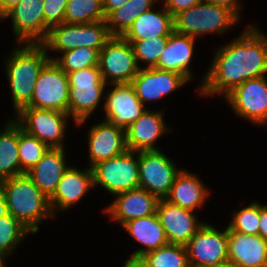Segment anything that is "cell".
I'll list each match as a JSON object with an SVG mask.
<instances>
[{
    "label": "cell",
    "mask_w": 267,
    "mask_h": 267,
    "mask_svg": "<svg viewBox=\"0 0 267 267\" xmlns=\"http://www.w3.org/2000/svg\"><path fill=\"white\" fill-rule=\"evenodd\" d=\"M174 32V17L163 7L162 11L143 12L122 36L127 41L169 36Z\"/></svg>",
    "instance_id": "26"
},
{
    "label": "cell",
    "mask_w": 267,
    "mask_h": 267,
    "mask_svg": "<svg viewBox=\"0 0 267 267\" xmlns=\"http://www.w3.org/2000/svg\"><path fill=\"white\" fill-rule=\"evenodd\" d=\"M105 21L102 0H69L64 23L81 24Z\"/></svg>",
    "instance_id": "30"
},
{
    "label": "cell",
    "mask_w": 267,
    "mask_h": 267,
    "mask_svg": "<svg viewBox=\"0 0 267 267\" xmlns=\"http://www.w3.org/2000/svg\"><path fill=\"white\" fill-rule=\"evenodd\" d=\"M90 168L95 164L119 156L128 150L126 131L104 120L92 126L88 133Z\"/></svg>",
    "instance_id": "19"
},
{
    "label": "cell",
    "mask_w": 267,
    "mask_h": 267,
    "mask_svg": "<svg viewBox=\"0 0 267 267\" xmlns=\"http://www.w3.org/2000/svg\"><path fill=\"white\" fill-rule=\"evenodd\" d=\"M190 265L217 264L228 261V232L203 224L185 245Z\"/></svg>",
    "instance_id": "14"
},
{
    "label": "cell",
    "mask_w": 267,
    "mask_h": 267,
    "mask_svg": "<svg viewBox=\"0 0 267 267\" xmlns=\"http://www.w3.org/2000/svg\"><path fill=\"white\" fill-rule=\"evenodd\" d=\"M69 82L67 74L52 60L41 70L26 107L68 113Z\"/></svg>",
    "instance_id": "10"
},
{
    "label": "cell",
    "mask_w": 267,
    "mask_h": 267,
    "mask_svg": "<svg viewBox=\"0 0 267 267\" xmlns=\"http://www.w3.org/2000/svg\"><path fill=\"white\" fill-rule=\"evenodd\" d=\"M259 236L267 240V205L260 204Z\"/></svg>",
    "instance_id": "41"
},
{
    "label": "cell",
    "mask_w": 267,
    "mask_h": 267,
    "mask_svg": "<svg viewBox=\"0 0 267 267\" xmlns=\"http://www.w3.org/2000/svg\"><path fill=\"white\" fill-rule=\"evenodd\" d=\"M0 189L5 195L9 213L32 233L39 230V223L46 217H54L50 199L26 173L1 180Z\"/></svg>",
    "instance_id": "2"
},
{
    "label": "cell",
    "mask_w": 267,
    "mask_h": 267,
    "mask_svg": "<svg viewBox=\"0 0 267 267\" xmlns=\"http://www.w3.org/2000/svg\"><path fill=\"white\" fill-rule=\"evenodd\" d=\"M235 114L253 124H267V79H249L236 86L225 97Z\"/></svg>",
    "instance_id": "12"
},
{
    "label": "cell",
    "mask_w": 267,
    "mask_h": 267,
    "mask_svg": "<svg viewBox=\"0 0 267 267\" xmlns=\"http://www.w3.org/2000/svg\"><path fill=\"white\" fill-rule=\"evenodd\" d=\"M0 267H5L4 258L2 256H0Z\"/></svg>",
    "instance_id": "46"
},
{
    "label": "cell",
    "mask_w": 267,
    "mask_h": 267,
    "mask_svg": "<svg viewBox=\"0 0 267 267\" xmlns=\"http://www.w3.org/2000/svg\"><path fill=\"white\" fill-rule=\"evenodd\" d=\"M15 120L31 136L37 137L49 148H64L63 138L68 113L57 110L24 107L16 114Z\"/></svg>",
    "instance_id": "9"
},
{
    "label": "cell",
    "mask_w": 267,
    "mask_h": 267,
    "mask_svg": "<svg viewBox=\"0 0 267 267\" xmlns=\"http://www.w3.org/2000/svg\"><path fill=\"white\" fill-rule=\"evenodd\" d=\"M164 8L175 17L182 11L194 7L203 0H164Z\"/></svg>",
    "instance_id": "38"
},
{
    "label": "cell",
    "mask_w": 267,
    "mask_h": 267,
    "mask_svg": "<svg viewBox=\"0 0 267 267\" xmlns=\"http://www.w3.org/2000/svg\"><path fill=\"white\" fill-rule=\"evenodd\" d=\"M157 215L169 244L186 245L204 223L197 222L193 211L183 209L160 199Z\"/></svg>",
    "instance_id": "16"
},
{
    "label": "cell",
    "mask_w": 267,
    "mask_h": 267,
    "mask_svg": "<svg viewBox=\"0 0 267 267\" xmlns=\"http://www.w3.org/2000/svg\"><path fill=\"white\" fill-rule=\"evenodd\" d=\"M47 54L42 44H24V47H16L6 62V75L16 113L31 102L35 82L51 60Z\"/></svg>",
    "instance_id": "3"
},
{
    "label": "cell",
    "mask_w": 267,
    "mask_h": 267,
    "mask_svg": "<svg viewBox=\"0 0 267 267\" xmlns=\"http://www.w3.org/2000/svg\"><path fill=\"white\" fill-rule=\"evenodd\" d=\"M163 111L151 112L145 110L144 113L132 123L126 130V145L128 150L134 152L159 151L155 146V141L168 129L163 121Z\"/></svg>",
    "instance_id": "21"
},
{
    "label": "cell",
    "mask_w": 267,
    "mask_h": 267,
    "mask_svg": "<svg viewBox=\"0 0 267 267\" xmlns=\"http://www.w3.org/2000/svg\"><path fill=\"white\" fill-rule=\"evenodd\" d=\"M260 226V204L253 202L249 206L235 213L228 227L248 235H259Z\"/></svg>",
    "instance_id": "36"
},
{
    "label": "cell",
    "mask_w": 267,
    "mask_h": 267,
    "mask_svg": "<svg viewBox=\"0 0 267 267\" xmlns=\"http://www.w3.org/2000/svg\"><path fill=\"white\" fill-rule=\"evenodd\" d=\"M154 2L155 0H128L124 6L112 11L105 18L110 35L122 37L136 18L153 8Z\"/></svg>",
    "instance_id": "29"
},
{
    "label": "cell",
    "mask_w": 267,
    "mask_h": 267,
    "mask_svg": "<svg viewBox=\"0 0 267 267\" xmlns=\"http://www.w3.org/2000/svg\"><path fill=\"white\" fill-rule=\"evenodd\" d=\"M98 68L107 83H131L141 68L132 45L121 36H112L99 51Z\"/></svg>",
    "instance_id": "7"
},
{
    "label": "cell",
    "mask_w": 267,
    "mask_h": 267,
    "mask_svg": "<svg viewBox=\"0 0 267 267\" xmlns=\"http://www.w3.org/2000/svg\"><path fill=\"white\" fill-rule=\"evenodd\" d=\"M21 1L22 0H0V13L4 16L9 10H11Z\"/></svg>",
    "instance_id": "43"
},
{
    "label": "cell",
    "mask_w": 267,
    "mask_h": 267,
    "mask_svg": "<svg viewBox=\"0 0 267 267\" xmlns=\"http://www.w3.org/2000/svg\"><path fill=\"white\" fill-rule=\"evenodd\" d=\"M69 82L68 114L76 125H82L104 96L106 83L98 67H89L67 73Z\"/></svg>",
    "instance_id": "4"
},
{
    "label": "cell",
    "mask_w": 267,
    "mask_h": 267,
    "mask_svg": "<svg viewBox=\"0 0 267 267\" xmlns=\"http://www.w3.org/2000/svg\"><path fill=\"white\" fill-rule=\"evenodd\" d=\"M111 37L105 21L61 23L50 28L42 45L48 51L65 52L74 48L90 47L99 52Z\"/></svg>",
    "instance_id": "6"
},
{
    "label": "cell",
    "mask_w": 267,
    "mask_h": 267,
    "mask_svg": "<svg viewBox=\"0 0 267 267\" xmlns=\"http://www.w3.org/2000/svg\"><path fill=\"white\" fill-rule=\"evenodd\" d=\"M168 37L158 36L152 39L128 41L132 45L137 63L139 64L138 61H143L148 63L147 68L156 67L167 44Z\"/></svg>",
    "instance_id": "35"
},
{
    "label": "cell",
    "mask_w": 267,
    "mask_h": 267,
    "mask_svg": "<svg viewBox=\"0 0 267 267\" xmlns=\"http://www.w3.org/2000/svg\"><path fill=\"white\" fill-rule=\"evenodd\" d=\"M94 186L92 168L80 171L74 167H68L64 172L58 187L50 198L53 214L56 211H64L75 205L82 199L90 188Z\"/></svg>",
    "instance_id": "22"
},
{
    "label": "cell",
    "mask_w": 267,
    "mask_h": 267,
    "mask_svg": "<svg viewBox=\"0 0 267 267\" xmlns=\"http://www.w3.org/2000/svg\"><path fill=\"white\" fill-rule=\"evenodd\" d=\"M196 38L173 32L169 35L156 68L182 75L187 81L192 78L189 63L192 60Z\"/></svg>",
    "instance_id": "24"
},
{
    "label": "cell",
    "mask_w": 267,
    "mask_h": 267,
    "mask_svg": "<svg viewBox=\"0 0 267 267\" xmlns=\"http://www.w3.org/2000/svg\"><path fill=\"white\" fill-rule=\"evenodd\" d=\"M189 267H234L229 261H223L217 264L190 265Z\"/></svg>",
    "instance_id": "45"
},
{
    "label": "cell",
    "mask_w": 267,
    "mask_h": 267,
    "mask_svg": "<svg viewBox=\"0 0 267 267\" xmlns=\"http://www.w3.org/2000/svg\"><path fill=\"white\" fill-rule=\"evenodd\" d=\"M148 267H189L186 247L167 244L142 256Z\"/></svg>",
    "instance_id": "31"
},
{
    "label": "cell",
    "mask_w": 267,
    "mask_h": 267,
    "mask_svg": "<svg viewBox=\"0 0 267 267\" xmlns=\"http://www.w3.org/2000/svg\"><path fill=\"white\" fill-rule=\"evenodd\" d=\"M208 191L196 175L180 170L165 200L183 209L194 211L206 201Z\"/></svg>",
    "instance_id": "27"
},
{
    "label": "cell",
    "mask_w": 267,
    "mask_h": 267,
    "mask_svg": "<svg viewBox=\"0 0 267 267\" xmlns=\"http://www.w3.org/2000/svg\"><path fill=\"white\" fill-rule=\"evenodd\" d=\"M123 267H148L147 263L142 259V257H132L130 256Z\"/></svg>",
    "instance_id": "42"
},
{
    "label": "cell",
    "mask_w": 267,
    "mask_h": 267,
    "mask_svg": "<svg viewBox=\"0 0 267 267\" xmlns=\"http://www.w3.org/2000/svg\"><path fill=\"white\" fill-rule=\"evenodd\" d=\"M136 152L123 154L101 161L92 167L94 186L101 185L110 194L116 195L139 187V164Z\"/></svg>",
    "instance_id": "8"
},
{
    "label": "cell",
    "mask_w": 267,
    "mask_h": 267,
    "mask_svg": "<svg viewBox=\"0 0 267 267\" xmlns=\"http://www.w3.org/2000/svg\"><path fill=\"white\" fill-rule=\"evenodd\" d=\"M241 20L231 10L206 1L174 17V31L197 38L203 34L223 33Z\"/></svg>",
    "instance_id": "5"
},
{
    "label": "cell",
    "mask_w": 267,
    "mask_h": 267,
    "mask_svg": "<svg viewBox=\"0 0 267 267\" xmlns=\"http://www.w3.org/2000/svg\"><path fill=\"white\" fill-rule=\"evenodd\" d=\"M65 161V148H49L37 164L26 173L49 199L69 167Z\"/></svg>",
    "instance_id": "23"
},
{
    "label": "cell",
    "mask_w": 267,
    "mask_h": 267,
    "mask_svg": "<svg viewBox=\"0 0 267 267\" xmlns=\"http://www.w3.org/2000/svg\"><path fill=\"white\" fill-rule=\"evenodd\" d=\"M0 19H4L3 15L0 13Z\"/></svg>",
    "instance_id": "47"
},
{
    "label": "cell",
    "mask_w": 267,
    "mask_h": 267,
    "mask_svg": "<svg viewBox=\"0 0 267 267\" xmlns=\"http://www.w3.org/2000/svg\"><path fill=\"white\" fill-rule=\"evenodd\" d=\"M186 82L178 73L153 67L140 68L131 84L139 100L145 104L172 93Z\"/></svg>",
    "instance_id": "18"
},
{
    "label": "cell",
    "mask_w": 267,
    "mask_h": 267,
    "mask_svg": "<svg viewBox=\"0 0 267 267\" xmlns=\"http://www.w3.org/2000/svg\"><path fill=\"white\" fill-rule=\"evenodd\" d=\"M69 0H43L45 16V40L51 27L64 23Z\"/></svg>",
    "instance_id": "37"
},
{
    "label": "cell",
    "mask_w": 267,
    "mask_h": 267,
    "mask_svg": "<svg viewBox=\"0 0 267 267\" xmlns=\"http://www.w3.org/2000/svg\"><path fill=\"white\" fill-rule=\"evenodd\" d=\"M228 232V261L234 267H267V240L259 235Z\"/></svg>",
    "instance_id": "20"
},
{
    "label": "cell",
    "mask_w": 267,
    "mask_h": 267,
    "mask_svg": "<svg viewBox=\"0 0 267 267\" xmlns=\"http://www.w3.org/2000/svg\"><path fill=\"white\" fill-rule=\"evenodd\" d=\"M31 231L10 213L0 217V256L6 258Z\"/></svg>",
    "instance_id": "34"
},
{
    "label": "cell",
    "mask_w": 267,
    "mask_h": 267,
    "mask_svg": "<svg viewBox=\"0 0 267 267\" xmlns=\"http://www.w3.org/2000/svg\"><path fill=\"white\" fill-rule=\"evenodd\" d=\"M9 214L6 198L2 190L0 189V217Z\"/></svg>",
    "instance_id": "44"
},
{
    "label": "cell",
    "mask_w": 267,
    "mask_h": 267,
    "mask_svg": "<svg viewBox=\"0 0 267 267\" xmlns=\"http://www.w3.org/2000/svg\"><path fill=\"white\" fill-rule=\"evenodd\" d=\"M138 153L139 187L159 200L165 199L180 172L163 152L141 151Z\"/></svg>",
    "instance_id": "11"
},
{
    "label": "cell",
    "mask_w": 267,
    "mask_h": 267,
    "mask_svg": "<svg viewBox=\"0 0 267 267\" xmlns=\"http://www.w3.org/2000/svg\"><path fill=\"white\" fill-rule=\"evenodd\" d=\"M128 0H102L105 18L114 10L124 6Z\"/></svg>",
    "instance_id": "40"
},
{
    "label": "cell",
    "mask_w": 267,
    "mask_h": 267,
    "mask_svg": "<svg viewBox=\"0 0 267 267\" xmlns=\"http://www.w3.org/2000/svg\"><path fill=\"white\" fill-rule=\"evenodd\" d=\"M48 149L45 143L26 133L18 124V150L22 173H27L33 168Z\"/></svg>",
    "instance_id": "32"
},
{
    "label": "cell",
    "mask_w": 267,
    "mask_h": 267,
    "mask_svg": "<svg viewBox=\"0 0 267 267\" xmlns=\"http://www.w3.org/2000/svg\"><path fill=\"white\" fill-rule=\"evenodd\" d=\"M3 17H11L12 30L18 43L42 44L45 41L43 0H22Z\"/></svg>",
    "instance_id": "13"
},
{
    "label": "cell",
    "mask_w": 267,
    "mask_h": 267,
    "mask_svg": "<svg viewBox=\"0 0 267 267\" xmlns=\"http://www.w3.org/2000/svg\"><path fill=\"white\" fill-rule=\"evenodd\" d=\"M266 73L267 37L252 25L216 51L212 66L203 77L200 95L217 93L225 97L236 86Z\"/></svg>",
    "instance_id": "1"
},
{
    "label": "cell",
    "mask_w": 267,
    "mask_h": 267,
    "mask_svg": "<svg viewBox=\"0 0 267 267\" xmlns=\"http://www.w3.org/2000/svg\"><path fill=\"white\" fill-rule=\"evenodd\" d=\"M60 58H51L66 74L89 67H98L99 52L90 47L74 48L62 53Z\"/></svg>",
    "instance_id": "33"
},
{
    "label": "cell",
    "mask_w": 267,
    "mask_h": 267,
    "mask_svg": "<svg viewBox=\"0 0 267 267\" xmlns=\"http://www.w3.org/2000/svg\"><path fill=\"white\" fill-rule=\"evenodd\" d=\"M208 3H212L217 6H223L227 9L231 10L239 19L240 14L238 13L241 9V4H239V0H204Z\"/></svg>",
    "instance_id": "39"
},
{
    "label": "cell",
    "mask_w": 267,
    "mask_h": 267,
    "mask_svg": "<svg viewBox=\"0 0 267 267\" xmlns=\"http://www.w3.org/2000/svg\"><path fill=\"white\" fill-rule=\"evenodd\" d=\"M115 196L117 197L114 202L105 211L110 214L112 220L120 222L121 226L157 212L159 199L143 188L130 189Z\"/></svg>",
    "instance_id": "17"
},
{
    "label": "cell",
    "mask_w": 267,
    "mask_h": 267,
    "mask_svg": "<svg viewBox=\"0 0 267 267\" xmlns=\"http://www.w3.org/2000/svg\"><path fill=\"white\" fill-rule=\"evenodd\" d=\"M0 132V181L23 174L18 150V123L9 120Z\"/></svg>",
    "instance_id": "28"
},
{
    "label": "cell",
    "mask_w": 267,
    "mask_h": 267,
    "mask_svg": "<svg viewBox=\"0 0 267 267\" xmlns=\"http://www.w3.org/2000/svg\"><path fill=\"white\" fill-rule=\"evenodd\" d=\"M144 248L137 249L132 257H142L150 251L157 250L168 244L165 230L157 213L131 220L122 226Z\"/></svg>",
    "instance_id": "25"
},
{
    "label": "cell",
    "mask_w": 267,
    "mask_h": 267,
    "mask_svg": "<svg viewBox=\"0 0 267 267\" xmlns=\"http://www.w3.org/2000/svg\"><path fill=\"white\" fill-rule=\"evenodd\" d=\"M104 104L105 120L126 131L145 111L131 83L111 84Z\"/></svg>",
    "instance_id": "15"
}]
</instances>
